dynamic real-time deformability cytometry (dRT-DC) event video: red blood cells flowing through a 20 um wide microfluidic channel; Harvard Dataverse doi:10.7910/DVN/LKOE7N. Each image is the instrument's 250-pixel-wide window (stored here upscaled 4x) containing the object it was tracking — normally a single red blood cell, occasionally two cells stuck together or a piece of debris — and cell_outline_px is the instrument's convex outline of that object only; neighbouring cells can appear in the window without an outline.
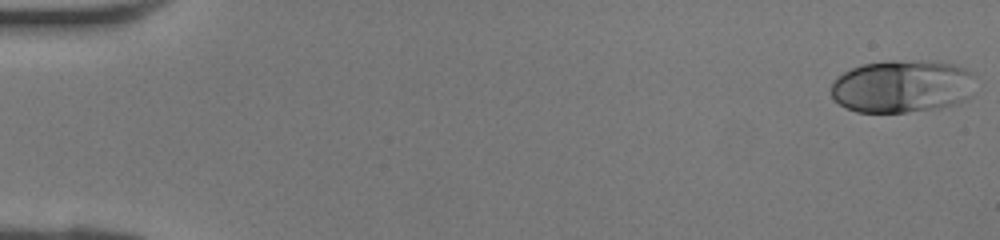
{"species": "human", "species_latin": "Homo sapiens", "temperature_condition": "room temperature", "stored_images_in_passage": 4, "camera_frame_rate_fps": 3000, "um_per_image_px": 0.085, "donor": {"sex": "female"}, "frame": {"image": 1, "passage_image": 1, "time_ms": 0.0, "image_size_px": [1000, 240], "cell_outline_px": [[976, 72], [972, 96], [964, 100], [940, 108], [904, 112], [856, 112], [840, 104], [832, 96], [832, 84], [836, 76], [852, 68], [864, 64], [888, 60], [928, 60], [952, 64]], "centroid_in_image_um": [76.73, 7.32], "position_along_channel_um": 8.3, "area_um2": 44.85}}